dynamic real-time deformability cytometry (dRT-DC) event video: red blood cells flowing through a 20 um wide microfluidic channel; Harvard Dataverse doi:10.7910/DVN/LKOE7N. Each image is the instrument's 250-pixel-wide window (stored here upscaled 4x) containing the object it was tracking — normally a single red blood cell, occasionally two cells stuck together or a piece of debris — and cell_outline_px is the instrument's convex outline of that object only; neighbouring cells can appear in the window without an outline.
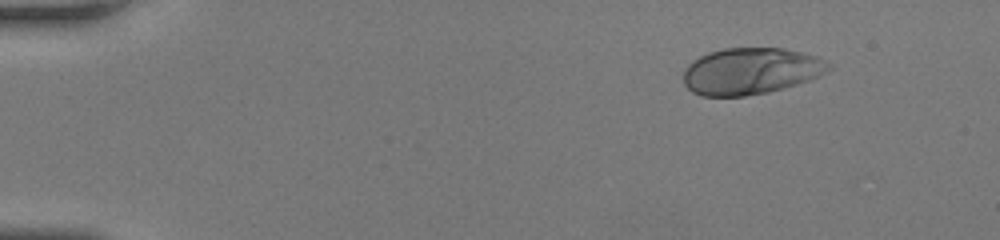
{"species": "human", "species_latin": "Homo sapiens", "temperature_condition": "room temperature", "stored_images_in_passage": 45, "camera_frame_rate_fps": 3000, "um_per_image_px": 0.085, "donor": {"sex": "female"}, "frame": {"image": 1, "passage_image": 1, "time_ms": 0.0, "image_size_px": [1000, 240], "cell_outline_px": [[832, 68], [828, 72], [808, 80], [796, 84], [768, 92], [744, 96], [700, 96], [692, 92], [684, 84], [684, 68], [692, 60], [708, 52], [724, 48], [784, 48], [816, 56], [832, 64]], "centroid_in_image_um": [63.8, 6.04], "position_along_channel_um": 21.2, "area_um2": 39.54}}
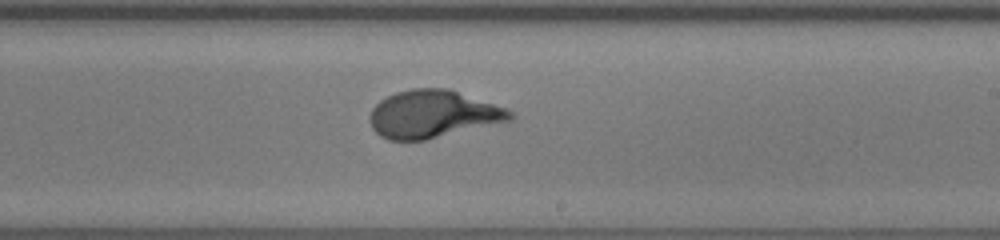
{"frame": {"image": 2, "passage_image": 26, "time_ms": 8.333, "image_size_px": [1000, 240], "cell_outline_px": [[516, 116], [512, 120], [424, 140], [388, 140], [380, 136], [372, 128], [368, 116], [372, 108], [380, 100], [396, 92], [412, 88], [448, 88], [504, 108], [512, 112]], "centroid_in_image_um": [36.76, 9.7], "position_along_channel_um": 252.2, "area_um2": 38.67}}
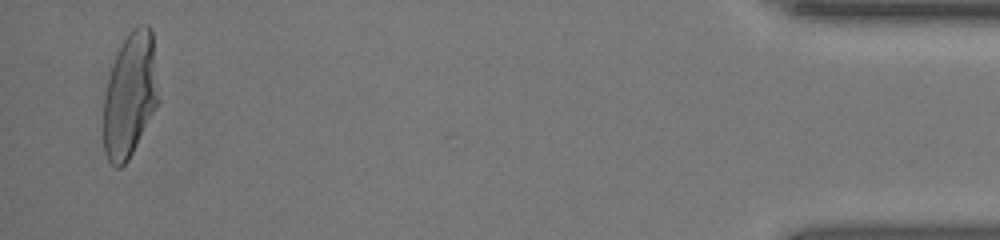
{"frame": {"image": 3, "passage_image": 44, "time_ms": 14.333, "image_size_px": [1000, 240], "cell_outline_px": [[160, 100], [156, 108], [128, 160], [120, 168], [116, 168], [108, 160], [104, 152], [104, 96], [112, 64], [120, 44], [128, 32], [132, 28], [140, 24], [148, 24], [152, 28]], "centroid_in_image_um": [11.07, 8.03], "position_along_channel_um": 424.1, "area_um2": 40.29}, "authors_computed_cell_mechanics": {"area_um2": 38.2058, "velocity_mm_per_s": 4.1669, "shape_relaxation_time_tau1_ms": 3.4459, "shape_relaxation_time_tau2_ms": null, "deformation_change_tau1": 0.2179, "deformation_change_tau2": null}}